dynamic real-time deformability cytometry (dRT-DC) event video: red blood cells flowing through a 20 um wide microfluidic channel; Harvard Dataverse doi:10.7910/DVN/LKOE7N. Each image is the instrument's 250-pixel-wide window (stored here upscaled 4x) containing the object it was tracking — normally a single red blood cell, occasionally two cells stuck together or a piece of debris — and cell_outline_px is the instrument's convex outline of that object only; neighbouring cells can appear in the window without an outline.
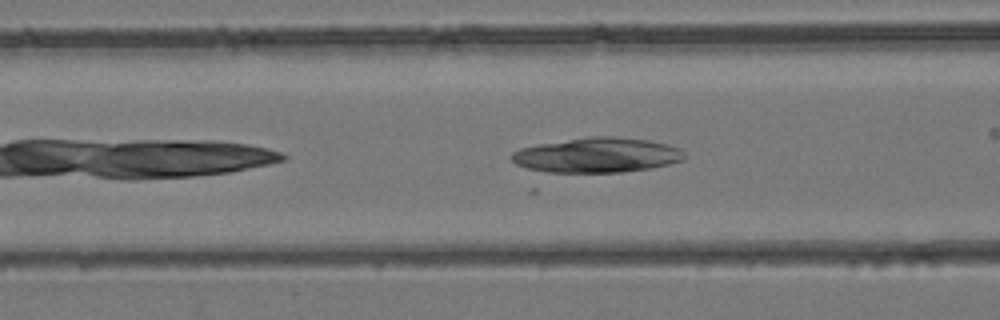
{"species": "common noctule bat (a hibernating species)", "species_latin": "Nyctalus noctula", "temperature_condition": "room temperature", "stored_images_in_passage": 18, "camera_frame_rate_fps": 3000, "um_per_image_px": 0.085, "animal": {"sex": "female", "body_mass_g": 24.6, "forearm_length_mm": 56.2}, "frame": {"image": 1, "passage_image": 6, "time_ms": 1.667, "image_size_px": [1000, 320], "cell_outline_px": [[684, 160], [652, 168], [620, 172], [536, 172], [516, 164], [508, 156], [512, 152], [520, 148], [540, 144], [588, 136], [612, 136], [648, 140], [680, 148], [684, 152]], "centroid_in_image_um": [50.7, 13.19], "position_along_channel_um": 115.9, "area_um2": 35.26}}
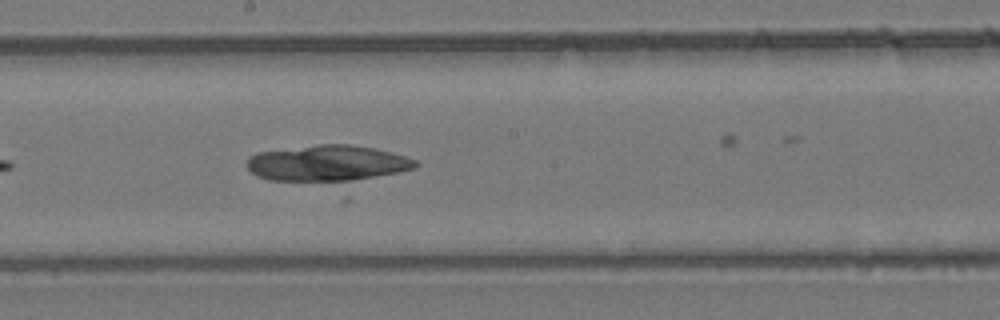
{"frame": {"image": 2, "passage_image": 12, "time_ms": 3.667, "image_size_px": [1000, 320], "cell_outline_px": [[420, 164], [416, 168], [344, 184], [340, 184], [268, 180], [256, 176], [248, 168], [248, 156], [256, 152], [320, 144], [348, 144], [372, 148], [404, 156], [416, 160]], "centroid_in_image_um": [27.82, 13.92], "position_along_channel_um": 220.4, "area_um2": 36.41}}
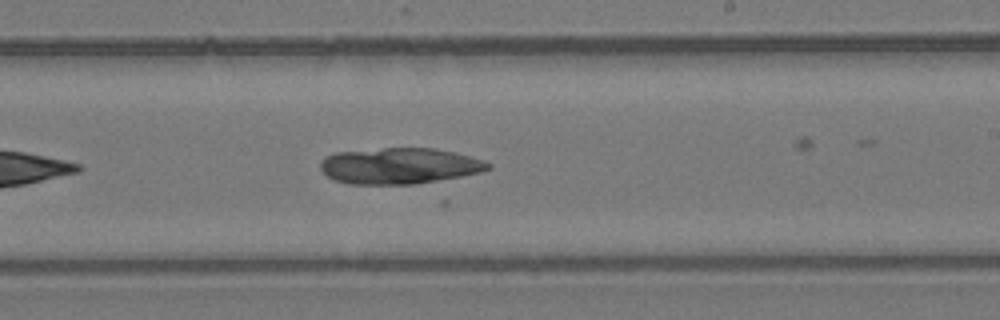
{"frame": {"image": 3, "passage_image": 14, "time_ms": 4.333, "image_size_px": [1000, 320], "cell_outline_px": [[492, 168], [480, 172], [460, 176], [416, 184], [348, 184], [336, 180], [328, 176], [320, 168], [320, 164], [324, 156], [336, 152], [384, 148], [436, 148], [456, 152], [484, 160], [492, 164]], "centroid_in_image_um": [33.97, 14.09], "position_along_channel_um": 255.0, "area_um2": 35.32}}